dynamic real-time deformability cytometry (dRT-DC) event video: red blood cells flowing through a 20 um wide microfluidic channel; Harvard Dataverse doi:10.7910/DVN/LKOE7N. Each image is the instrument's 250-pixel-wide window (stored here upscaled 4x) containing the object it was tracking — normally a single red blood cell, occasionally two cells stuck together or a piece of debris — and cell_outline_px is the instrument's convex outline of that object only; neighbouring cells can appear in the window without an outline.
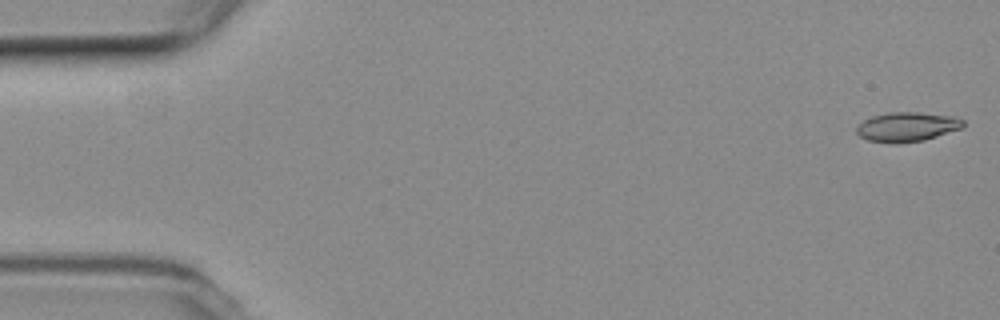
{"species": "common noctule bat (a hibernating species)", "species_latin": "Nyctalus noctula", "temperature_condition": "room temperature", "stored_images_in_passage": 54, "camera_frame_rate_fps": 3000, "um_per_image_px": 0.085, "animal": {"sex": "female", "body_mass_g": 19.3, "forearm_length_mm": 54.1}, "frame": {"image": 1, "passage_image": 1, "time_ms": 0.0, "image_size_px": [1000, 320], "cell_outline_px": [[964, 128], [924, 140], [892, 144], [868, 140], [860, 136], [856, 132], [856, 128], [864, 120], [872, 116], [888, 112], [916, 112], [952, 116], [964, 120]], "centroid_in_image_um": [77.11, 10.78], "position_along_channel_um": 7.9, "area_um2": 18.32}}
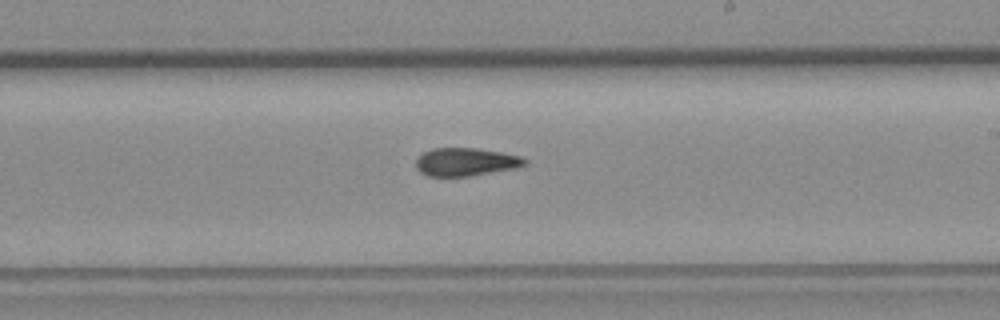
{"frame": {"image": 2, "passage_image": 31, "time_ms": 10.0, "image_size_px": [1000, 320], "cell_outline_px": [[528, 164], [516, 168], [468, 176], [428, 176], [420, 172], [416, 168], [416, 160], [424, 152], [432, 148], [476, 148], [500, 152], [520, 156], [528, 160]], "centroid_in_image_um": [39.6, 13.76], "position_along_channel_um": 249.4, "area_um2": 17.74}}
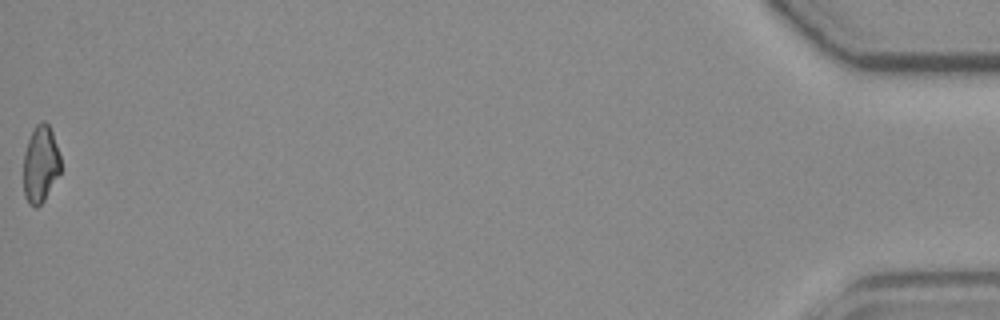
{"frame": {"image": 3, "passage_image": 54, "time_ms": 17.667, "image_size_px": [1000, 320], "cell_outline_px": [[60, 172], [44, 200], [36, 208], [28, 204], [24, 196], [24, 152], [32, 128], [40, 120], [44, 120], [48, 124], [52, 132], [60, 156]], "centroid_in_image_um": [3.43, 13.93], "position_along_channel_um": 431.8, "area_um2": 16.7}, "authors_computed_cell_mechanics": {"area_um2": 18.0047, "velocity_mm_per_s": 3.7942, "shape_relaxation_time_tau1_ms": null, "shape_relaxation_time_tau2_ms": 4.0196, "deformation_change_tau1": null, "deformation_change_tau2": 0.1229}}